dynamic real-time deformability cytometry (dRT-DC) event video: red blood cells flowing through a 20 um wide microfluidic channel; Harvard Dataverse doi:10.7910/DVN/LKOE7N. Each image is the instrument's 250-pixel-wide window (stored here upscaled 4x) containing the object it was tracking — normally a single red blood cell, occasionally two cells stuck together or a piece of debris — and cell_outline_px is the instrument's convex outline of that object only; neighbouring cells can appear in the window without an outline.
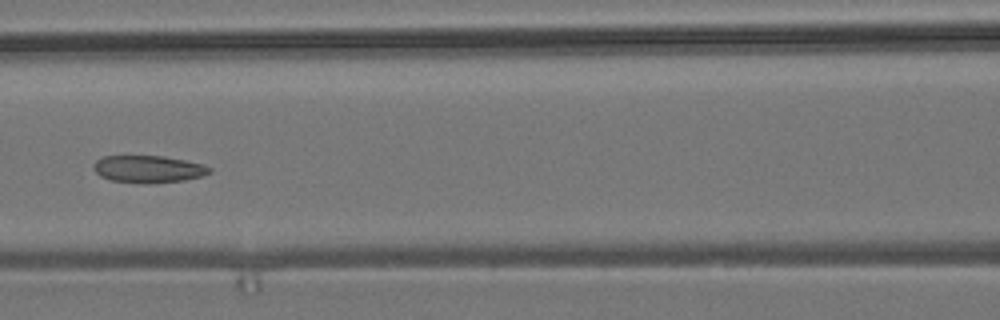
{"species": "common noctule bat (a hibernating species)", "species_latin": "Nyctalus noctula", "temperature_condition": "room temperature", "stored_images_in_passage": 10, "camera_frame_rate_fps": 3000, "um_per_image_px": 0.085, "animal": {"sex": "male", "body_mass_g": 19.2, "forearm_length_mm": 51.8}, "frame": {"image": 1, "passage_image": 7, "time_ms": 2.0, "image_size_px": [1000, 320], "cell_outline_px": [[212, 172], [204, 176], [184, 180], [144, 184], [112, 180], [100, 176], [92, 168], [92, 164], [96, 160], [104, 156], [164, 156], [204, 164], [212, 168]], "centroid_in_image_um": [12.62, 14.37], "position_along_channel_um": 154.0, "area_um2": 18.55}}
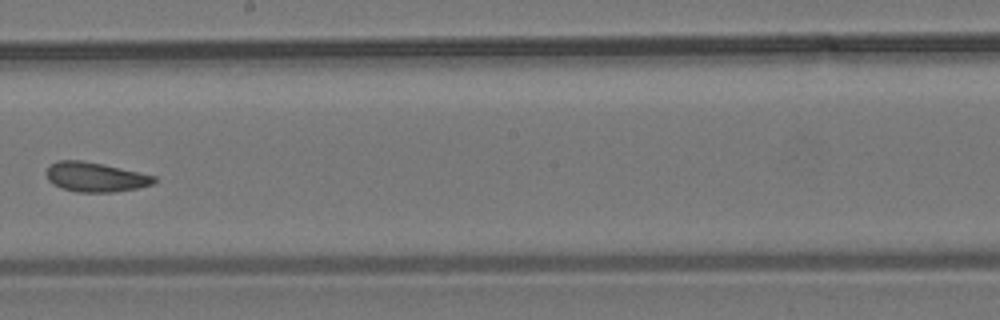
{"frame": {"image": 2, "passage_image": 9, "time_ms": 2.667, "image_size_px": [1000, 320], "cell_outline_px": [[156, 180], [152, 184], [136, 188], [112, 192], [76, 192], [60, 188], [52, 184], [48, 180], [48, 168], [56, 160], [80, 160], [120, 168], [156, 176]], "centroid_in_image_um": [8.08, 15.06], "position_along_channel_um": 240.1, "area_um2": 18.26}}
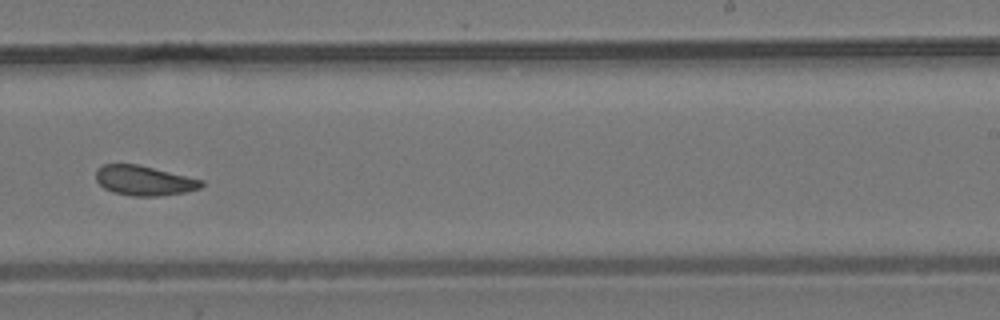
{"frame": {"image": 3, "passage_image": 10, "time_ms": 3.0, "image_size_px": [1000, 320], "cell_outline_px": [[204, 184], [200, 188], [184, 192], [160, 196], [132, 196], [112, 192], [104, 188], [96, 180], [96, 168], [104, 164], [136, 164], [204, 180]], "centroid_in_image_um": [12.23, 15.35], "position_along_channel_um": 276.8, "area_um2": 18.26}}